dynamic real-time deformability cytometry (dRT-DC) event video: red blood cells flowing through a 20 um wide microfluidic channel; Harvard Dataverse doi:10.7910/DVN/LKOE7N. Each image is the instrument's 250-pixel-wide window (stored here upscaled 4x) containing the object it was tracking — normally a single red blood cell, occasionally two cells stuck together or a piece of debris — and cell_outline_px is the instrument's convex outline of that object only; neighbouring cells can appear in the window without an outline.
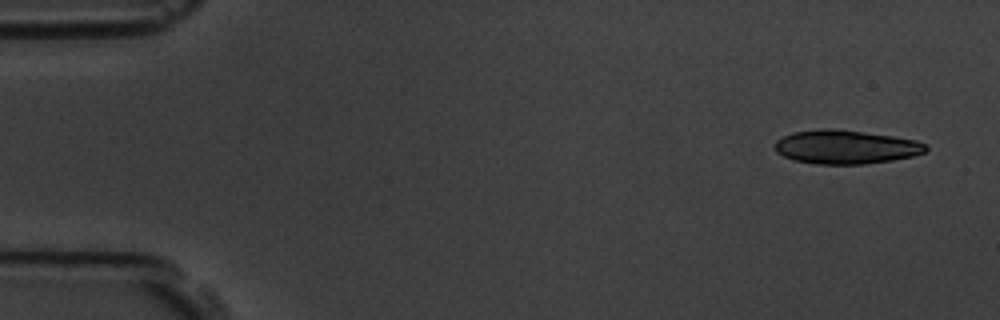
{"species": "common noctule bat (a hibernating species)", "species_latin": "Nyctalus noctula", "temperature_condition": "room temperature", "stored_images_in_passage": 7, "camera_frame_rate_fps": 3000, "um_per_image_px": 0.085, "animal": {"sex": "male", "body_mass_g": 19.5, "forearm_length_mm": 54.6}, "frame": {"image": 1, "passage_image": 1, "time_ms": 0.0, "image_size_px": [1000, 320], "cell_outline_px": [[928, 148], [924, 152], [912, 156], [892, 160], [864, 164], [816, 164], [792, 160], [776, 152], [776, 140], [792, 132], [820, 128], [828, 128], [892, 136], [916, 140], [924, 144]], "centroid_in_image_um": [71.85, 12.5], "position_along_channel_um": 13.1, "area_um2": 29.48}}
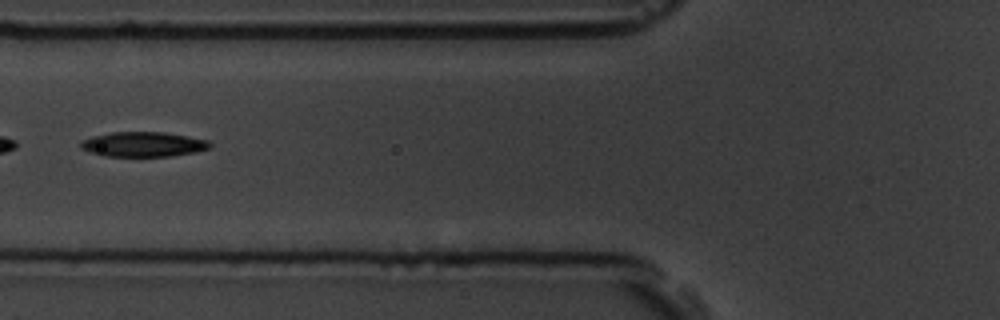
{"frame": {"image": 2, "passage_image": 6, "time_ms": 6.0, "image_size_px": [1000, 320], "cell_outline_px": [[212, 144], [208, 148], [196, 152], [172, 156], [104, 156], [80, 148], [80, 140], [92, 136], [112, 132], [164, 132], [188, 136], [208, 140]], "centroid_in_image_um": [12.17, 12.26], "position_along_channel_um": 113.6, "area_um2": 18.73}}
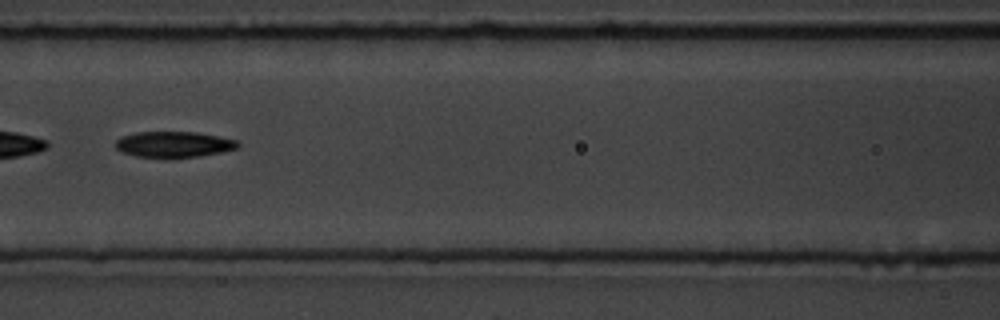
{"frame": {"image": 3, "passage_image": 7, "time_ms": 7.0, "image_size_px": [1000, 320], "cell_outline_px": [[240, 144], [236, 148], [220, 152], [200, 156], [136, 156], [120, 152], [112, 144], [120, 136], [136, 132], [196, 132], [220, 136], [240, 140]], "centroid_in_image_um": [14.75, 12.24], "position_along_channel_um": 151.9, "area_um2": 18.32}}